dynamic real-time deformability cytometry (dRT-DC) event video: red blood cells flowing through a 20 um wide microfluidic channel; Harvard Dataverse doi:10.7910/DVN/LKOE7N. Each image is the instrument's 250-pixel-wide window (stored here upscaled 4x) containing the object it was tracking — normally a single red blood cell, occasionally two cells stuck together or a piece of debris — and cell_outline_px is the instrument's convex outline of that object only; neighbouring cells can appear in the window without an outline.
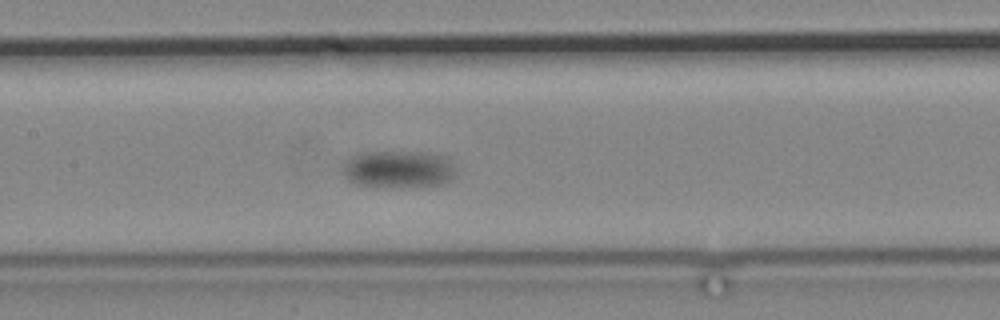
{"species": "common noctule bat (a hibernating species)", "species_latin": "Nyctalus noctula", "temperature_condition": "cold", "stored_images_in_passage": 14, "camera_frame_rate_fps": 3000, "um_per_image_px": 0.085, "animal": {"sex": "male", "body_mass_g": 19.2, "forearm_length_mm": 51.8}, "frame": {"image": 1, "passage_image": 14, "time_ms": 16.667, "image_size_px": [1000, 320], "cell_outline_px": [[456, 176], [452, 180], [440, 184], [356, 184], [348, 180], [340, 172], [340, 168], [344, 160], [348, 156], [356, 152], [424, 152], [452, 156]], "centroid_in_image_um": [33.85, 14.3], "position_along_channel_um": 173.6, "area_um2": 24.45}}